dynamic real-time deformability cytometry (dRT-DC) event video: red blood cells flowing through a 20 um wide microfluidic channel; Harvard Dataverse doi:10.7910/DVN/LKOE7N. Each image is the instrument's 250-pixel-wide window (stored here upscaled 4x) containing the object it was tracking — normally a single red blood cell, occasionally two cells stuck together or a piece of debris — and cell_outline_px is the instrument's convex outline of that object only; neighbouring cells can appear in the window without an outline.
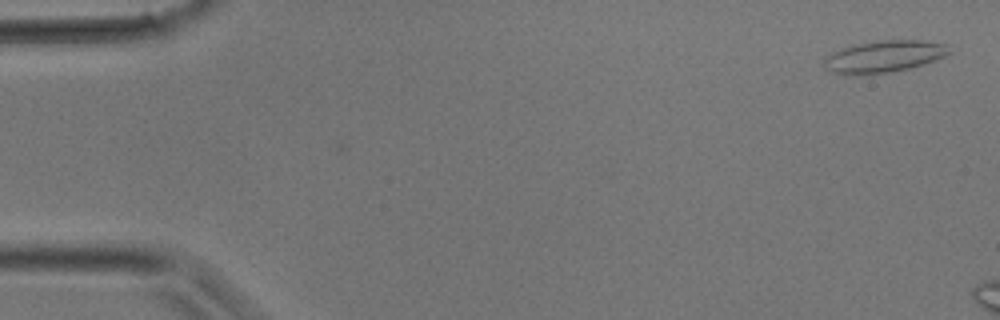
{"species": "common noctule bat (a hibernating species)", "species_latin": "Nyctalus noctula", "temperature_condition": "room temperature", "stored_images_in_passage": 8, "camera_frame_rate_fps": 3000, "um_per_image_px": 0.085, "animal": {"sex": "male", "body_mass_g": 17.9}, "frame": {"image": 1, "passage_image": 1, "time_ms": 0.0, "image_size_px": [1000, 320], "cell_outline_px": [[952, 52], [944, 56], [924, 64], [908, 68], [888, 72], [832, 72], [824, 64], [824, 56], [840, 48], [872, 40], [920, 40], [944, 44]], "centroid_in_image_um": [75.16, 4.74], "position_along_channel_um": 9.8, "area_um2": 22.48}}